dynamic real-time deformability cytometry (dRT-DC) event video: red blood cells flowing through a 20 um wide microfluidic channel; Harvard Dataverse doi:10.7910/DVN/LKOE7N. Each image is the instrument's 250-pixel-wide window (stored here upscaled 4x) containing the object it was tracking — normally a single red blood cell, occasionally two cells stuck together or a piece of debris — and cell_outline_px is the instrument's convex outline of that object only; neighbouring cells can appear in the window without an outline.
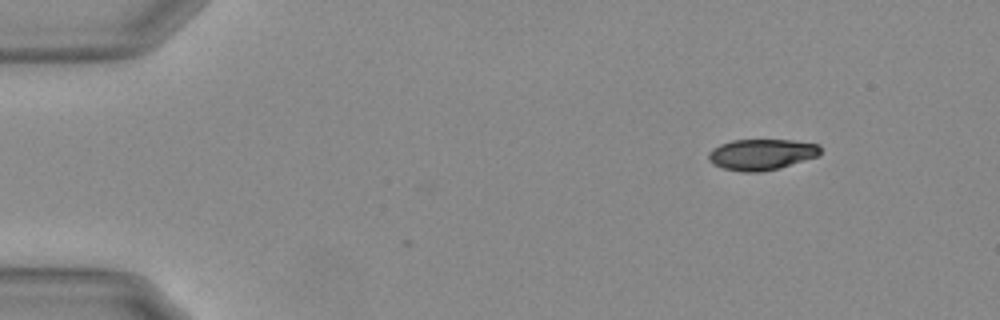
{"species": "Egyptian fruit bat (a non-hibernating species)", "species_latin": "Rousettus aegyptiacus", "temperature_condition": "warm", "stored_images_in_passage": 50, "camera_frame_rate_fps": 3000, "um_per_image_px": 0.085, "animal": {"sex": "female"}, "frame": {"image": 1, "passage_image": 1, "time_ms": 0.0, "image_size_px": [1000, 320], "cell_outline_px": [[820, 156], [780, 168], [760, 172], [744, 172], [724, 168], [708, 160], [708, 152], [712, 148], [720, 144], [732, 140], [792, 140], [820, 144]], "centroid_in_image_um": [64.76, 13.12], "position_along_channel_um": 20.2, "area_um2": 20.29}}
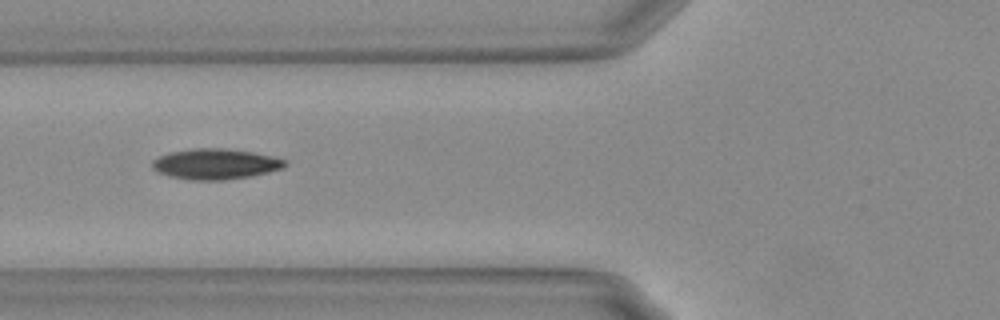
{"frame": {"image": 2, "passage_image": 16, "time_ms": 5.0, "image_size_px": [1000, 320], "cell_outline_px": [[288, 164], [284, 168], [252, 176], [224, 180], [192, 180], [172, 176], [160, 172], [152, 168], [152, 160], [168, 152], [192, 148], [224, 148], [256, 152], [288, 160]], "centroid_in_image_um": [18.37, 13.93], "position_along_channel_um": 107.4, "area_um2": 23.81}}
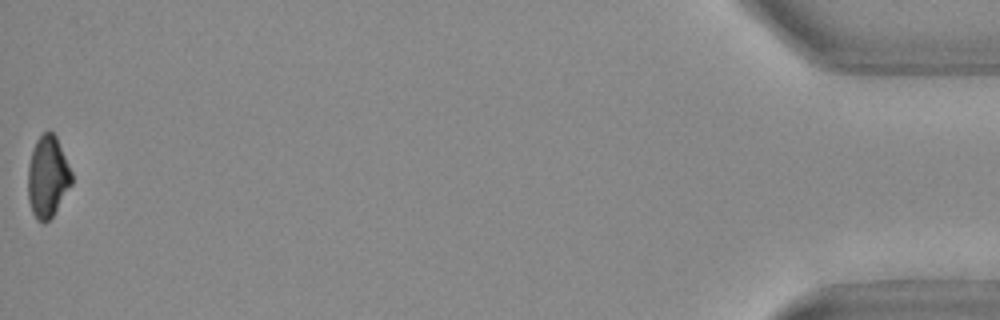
{"frame": {"image": 3, "passage_image": 50, "time_ms": 16.333, "image_size_px": [1000, 320], "cell_outline_px": [[72, 184], [52, 216], [48, 220], [36, 220], [32, 212], [28, 200], [28, 164], [36, 140], [48, 128], [56, 136], [72, 172]], "centroid_in_image_um": [4.05, 14.99], "position_along_channel_um": 431.2, "area_um2": 20.63}, "authors_computed_cell_mechanics": {"area_um2": 22.1374, "velocity_mm_per_s": 3.7011, "shape_relaxation_time_tau1_ms": 6.0522, "shape_relaxation_time_tau2_ms": 7.405, "deformation_change_tau1": 0.1872, "deformation_change_tau2": 0.1134}}